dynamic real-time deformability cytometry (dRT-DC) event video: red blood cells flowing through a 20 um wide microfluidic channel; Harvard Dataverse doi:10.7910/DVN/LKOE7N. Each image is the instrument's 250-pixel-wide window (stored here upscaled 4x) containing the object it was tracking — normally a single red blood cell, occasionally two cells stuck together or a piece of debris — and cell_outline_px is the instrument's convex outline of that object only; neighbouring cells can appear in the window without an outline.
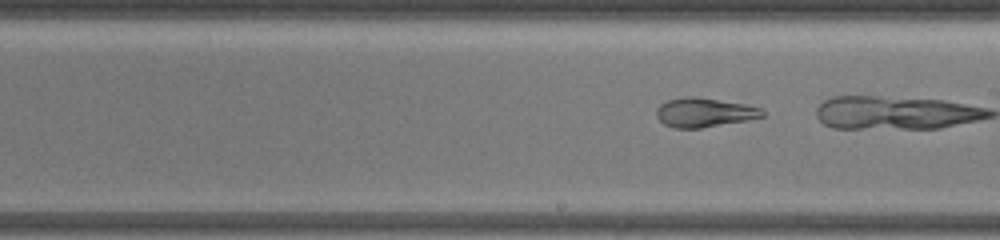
{"species": "common noctule bat (a hibernating species)", "species_latin": "Nyctalus noctula", "temperature_condition": "warm", "stored_images_in_passage": 64, "camera_frame_rate_fps": 3000, "um_per_image_px": 0.085, "animal": {"sex": "female", "body_mass_g": 19.5, "forearm_length_mm": 54.1}, "frame": {"image": 1, "passage_image": 62, "time_ms": 15.333, "image_size_px": [1000, 240], "cell_outline_px": [[764, 116], [748, 120], [700, 128], [672, 128], [664, 124], [656, 116], [656, 108], [660, 104], [668, 100], [688, 96], [692, 96], [744, 104], [760, 108], [764, 112]], "centroid_in_image_um": [59.83, 9.57], "position_along_channel_um": 229.2, "area_um2": 17.86}}